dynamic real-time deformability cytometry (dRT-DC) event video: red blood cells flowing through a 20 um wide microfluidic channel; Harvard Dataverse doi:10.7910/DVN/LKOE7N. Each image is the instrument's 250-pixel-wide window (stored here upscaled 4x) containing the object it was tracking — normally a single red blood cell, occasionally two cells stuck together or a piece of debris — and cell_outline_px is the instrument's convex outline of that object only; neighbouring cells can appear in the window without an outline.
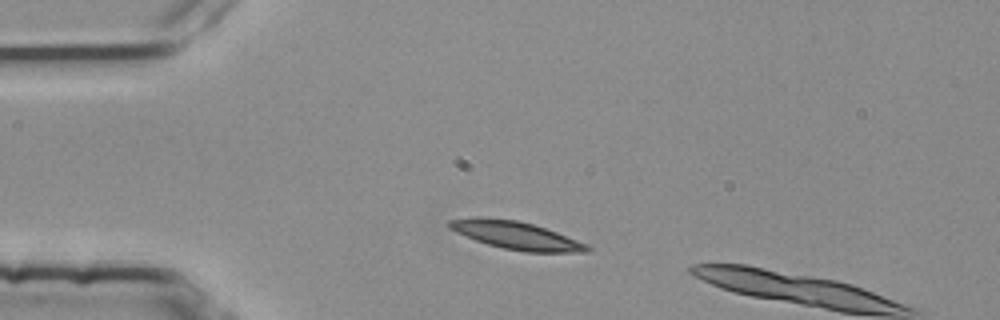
{"species": "common noctule bat (a hibernating species)", "species_latin": "Nyctalus noctula", "temperature_condition": "room temperature", "stored_images_in_passage": 2, "camera_frame_rate_fps": 3000, "um_per_image_px": 0.085, "animal": {"sex": "female", "body_mass_g": 25.1}, "frame": {"image": 1, "passage_image": 1, "time_ms": 0.0, "image_size_px": [1000, 320], "cell_outline_px": [[592, 248], [588, 252], [524, 252], [504, 248], [488, 244], [476, 240], [456, 232], [448, 228], [444, 224], [448, 220], [516, 220], [532, 224], [556, 232], [588, 244]], "centroid_in_image_um": [43.96, 20.06], "position_along_channel_um": 41.0, "area_um2": 21.39}}